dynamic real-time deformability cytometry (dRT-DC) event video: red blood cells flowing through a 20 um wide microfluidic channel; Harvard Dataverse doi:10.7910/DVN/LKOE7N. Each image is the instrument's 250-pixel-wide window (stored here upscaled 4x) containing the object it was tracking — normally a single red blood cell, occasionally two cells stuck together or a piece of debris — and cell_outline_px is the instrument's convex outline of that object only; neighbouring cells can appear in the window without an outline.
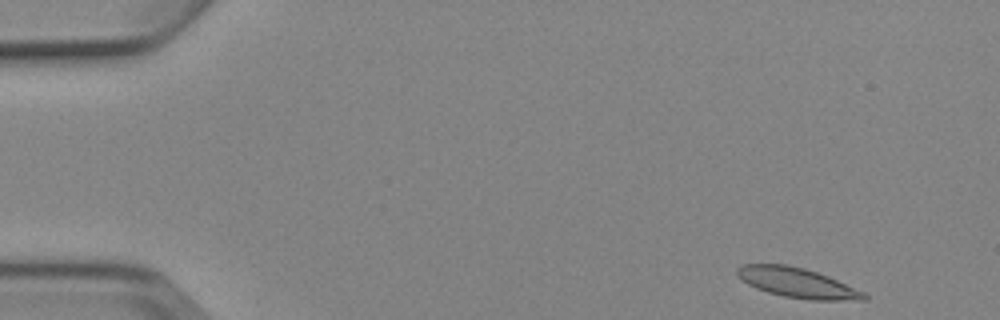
{"species": "Egyptian fruit bat (a non-hibernating species)", "species_latin": "Rousettus aegyptiacus", "temperature_condition": "cold", "stored_images_in_passage": 4, "camera_frame_rate_fps": 3000, "um_per_image_px": 0.085, "animal": {"sex": "female"}, "frame": {"image": 1, "passage_image": 1, "time_ms": 0.0, "image_size_px": [1000, 320], "cell_outline_px": [[868, 300], [812, 300], [784, 296], [768, 292], [756, 288], [740, 280], [736, 272], [736, 268], [744, 264], [784, 264], [804, 268], [828, 276], [864, 292], [868, 296]], "centroid_in_image_um": [67.75, 24.03], "position_along_channel_um": 17.2, "area_um2": 21.96}}
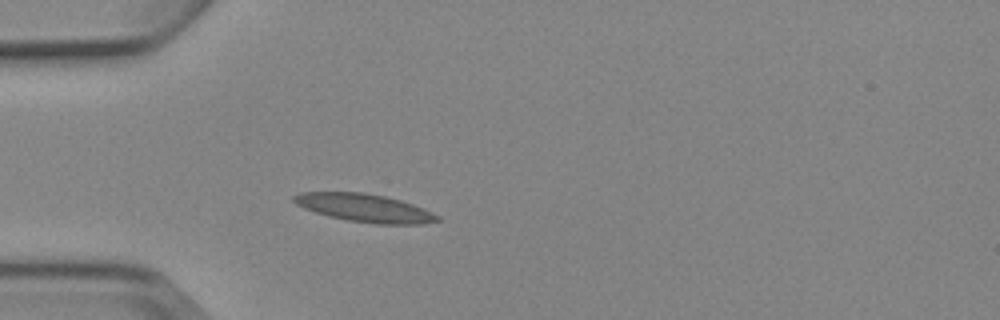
{"frame": {"image": 2, "passage_image": 4, "time_ms": 3.667, "image_size_px": [1000, 320], "cell_outline_px": [[440, 220], [424, 224], [376, 224], [348, 220], [328, 216], [304, 208], [296, 204], [292, 200], [292, 196], [300, 192], [364, 192], [384, 196], [400, 200], [424, 208], [440, 216]], "centroid_in_image_um": [31.0, 17.67], "position_along_channel_um": 54.0, "area_um2": 23.47}}